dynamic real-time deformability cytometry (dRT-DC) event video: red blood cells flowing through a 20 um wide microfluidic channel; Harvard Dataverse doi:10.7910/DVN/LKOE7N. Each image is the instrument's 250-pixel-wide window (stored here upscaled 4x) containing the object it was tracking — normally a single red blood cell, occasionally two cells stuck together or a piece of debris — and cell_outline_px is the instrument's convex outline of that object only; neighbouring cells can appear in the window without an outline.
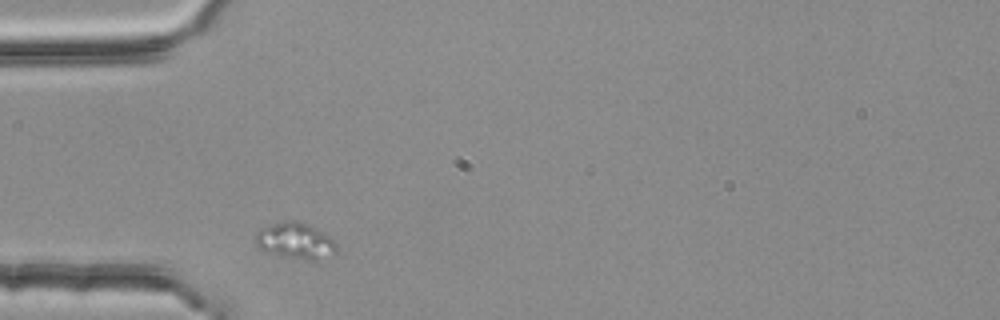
{"species": "common noctule bat (a hibernating species)", "species_latin": "Nyctalus noctula", "temperature_condition": "room temperature", "stored_images_in_passage": 7, "camera_frame_rate_fps": 3000, "um_per_image_px": 0.085, "animal": {"sex": "female", "body_mass_g": 25.1}, "frame": {"image": 1, "passage_image": 1, "time_ms": 0.0, "image_size_px": [1000, 320], "cell_outline_px": [[336, 256], [316, 260], [304, 260], [280, 256], [264, 252], [256, 244], [256, 232], [260, 228], [284, 220], [296, 220], [308, 224], [328, 236], [336, 244]], "centroid_in_image_um": [25.1, 20.49], "position_along_channel_um": 59.9, "area_um2": 17.34}}